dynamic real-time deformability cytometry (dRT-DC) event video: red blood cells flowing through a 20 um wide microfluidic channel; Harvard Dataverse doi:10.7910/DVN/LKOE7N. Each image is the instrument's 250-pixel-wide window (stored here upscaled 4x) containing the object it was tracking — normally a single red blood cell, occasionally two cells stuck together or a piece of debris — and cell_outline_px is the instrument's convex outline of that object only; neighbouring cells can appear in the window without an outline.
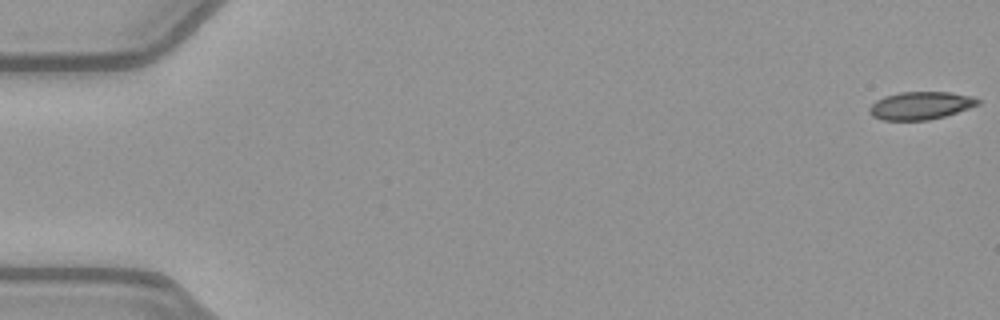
{"species": "common noctule bat (a hibernating species)", "species_latin": "Nyctalus noctula", "temperature_condition": "warm", "stored_images_in_passage": 52, "camera_frame_rate_fps": 3000, "um_per_image_px": 0.085, "animal": {"sex": "female", "body_mass_g": 21.9}, "frame": {"image": 1, "passage_image": 1, "time_ms": 0.0, "image_size_px": [1000, 320], "cell_outline_px": [[980, 104], [944, 116], [928, 120], [880, 120], [872, 116], [868, 112], [868, 108], [876, 100], [884, 96], [900, 92], [952, 92], [972, 96], [980, 100]], "centroid_in_image_um": [78.22, 8.97], "position_along_channel_um": 6.8, "area_um2": 17.63}}
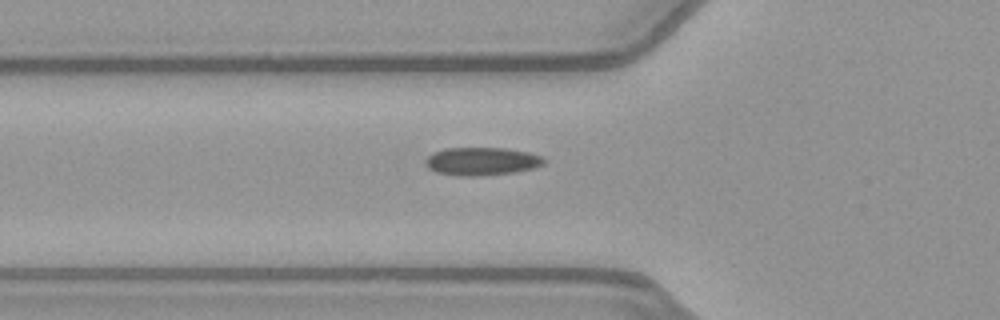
{"frame": {"image": 2, "passage_image": 19, "time_ms": 6.0, "image_size_px": [1000, 320], "cell_outline_px": [[548, 160], [544, 164], [532, 168], [516, 172], [476, 176], [456, 176], [436, 172], [428, 168], [428, 156], [444, 148], [504, 148], [528, 152], [544, 156]], "centroid_in_image_um": [41.02, 13.71], "position_along_channel_um": 84.8, "area_um2": 19.31}}
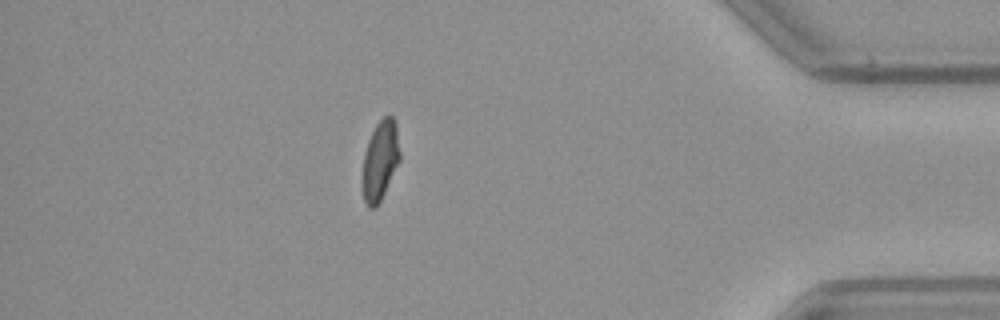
{"frame": {"image": 3, "passage_image": 46, "time_ms": 15.0, "image_size_px": [1000, 320], "cell_outline_px": [[400, 160], [376, 208], [368, 208], [364, 200], [360, 180], [364, 152], [368, 140], [376, 124], [388, 112], [396, 120], [400, 152]], "centroid_in_image_um": [32.29, 13.62], "position_along_channel_um": 402.9, "area_um2": 17.8}, "authors_computed_cell_mechanics": {"area_um2": 18.5827, "velocity_mm_per_s": 3.997, "shape_relaxation_time_tau1_ms": null, "shape_relaxation_time_tau2_ms": 1.9773, "deformation_change_tau1": null, "deformation_change_tau2": 0.047}}